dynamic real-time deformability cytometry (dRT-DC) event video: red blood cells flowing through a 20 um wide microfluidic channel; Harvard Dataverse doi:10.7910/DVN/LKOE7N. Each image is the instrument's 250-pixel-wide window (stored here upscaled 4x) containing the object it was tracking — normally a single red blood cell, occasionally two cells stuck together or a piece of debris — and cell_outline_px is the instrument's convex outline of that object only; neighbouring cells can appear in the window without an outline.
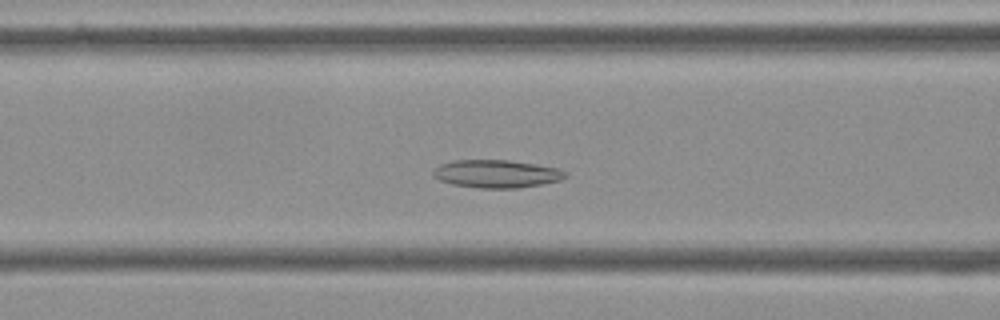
{"species": "Egyptian fruit bat (a non-hibernating species)", "species_latin": "Rousettus aegyptiacus", "temperature_condition": "cold", "stored_images_in_passage": 55, "camera_frame_rate_fps": 3000, "um_per_image_px": 0.085, "frame": {"image": 1, "passage_image": 20, "time_ms": 6.333, "image_size_px": [1000, 320], "cell_outline_px": [[568, 176], [560, 180], [540, 184], [516, 188], [480, 188], [452, 184], [440, 180], [432, 176], [432, 168], [440, 164], [452, 160], [508, 160], [536, 164], [560, 168], [568, 172]], "centroid_in_image_um": [42.19, 14.76], "position_along_channel_um": 124.4, "area_um2": 21.68}}
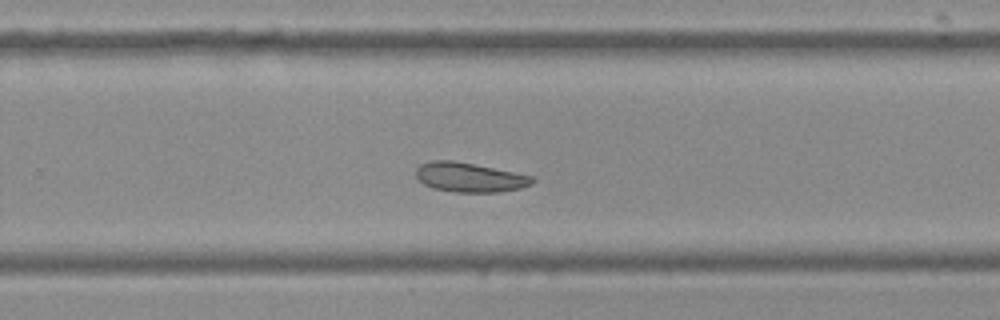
{"frame": {"image": 2, "passage_image": 34, "time_ms": 11.0, "image_size_px": [1000, 320], "cell_outline_px": [[536, 180], [532, 184], [520, 188], [500, 192], [456, 192], [432, 188], [424, 184], [416, 176], [416, 168], [420, 164], [432, 160], [452, 160], [532, 176]], "centroid_in_image_um": [39.89, 15.08], "position_along_channel_um": 289.9, "area_um2": 19.77}}
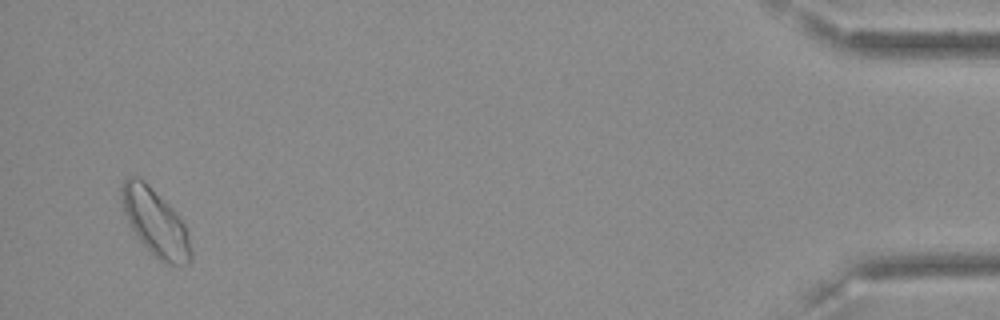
{"frame": {"image": 3, "passage_image": 52, "time_ms": 17.0, "image_size_px": [1000, 320], "cell_outline_px": [[192, 260], [188, 264], [164, 264], [148, 252], [136, 236], [124, 212], [120, 196], [120, 188], [124, 176], [140, 176], [180, 216], [188, 232], [192, 252]], "centroid_in_image_um": [13.19, 18.9], "position_along_channel_um": 422.0, "area_um2": 27.46}}